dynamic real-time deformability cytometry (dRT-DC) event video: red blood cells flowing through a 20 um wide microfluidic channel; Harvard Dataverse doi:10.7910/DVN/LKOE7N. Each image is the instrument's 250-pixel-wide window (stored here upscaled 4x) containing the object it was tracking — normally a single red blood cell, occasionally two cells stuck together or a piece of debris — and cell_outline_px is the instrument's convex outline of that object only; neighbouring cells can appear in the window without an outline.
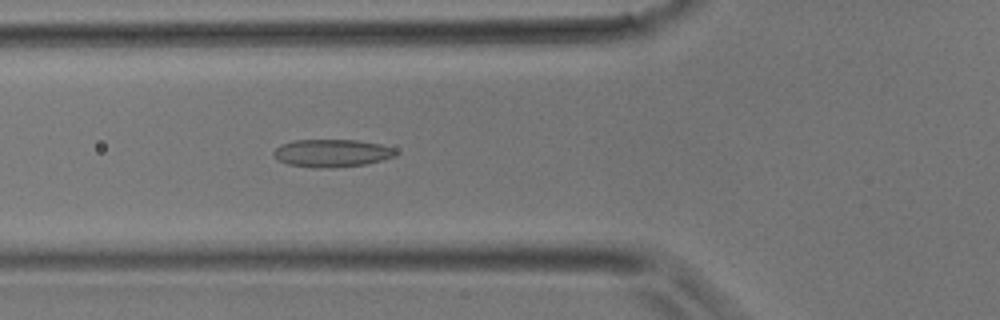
{"species": "common noctule bat (a hibernating species)", "species_latin": "Nyctalus noctula", "temperature_condition": "room temperature", "stored_images_in_passage": 38, "camera_frame_rate_fps": 3000, "um_per_image_px": 0.085, "animal": {"sex": "male", "body_mass_g": 17.9}, "frame": {"image": 1, "passage_image": 13, "time_ms": 4.0, "image_size_px": [1000, 320], "cell_outline_px": [[396, 156], [364, 164], [324, 168], [312, 168], [288, 164], [272, 156], [272, 152], [280, 144], [296, 140], [356, 140], [380, 144], [396, 148]], "centroid_in_image_um": [28.18, 13.01], "position_along_channel_um": 97.6, "area_um2": 19.65}}
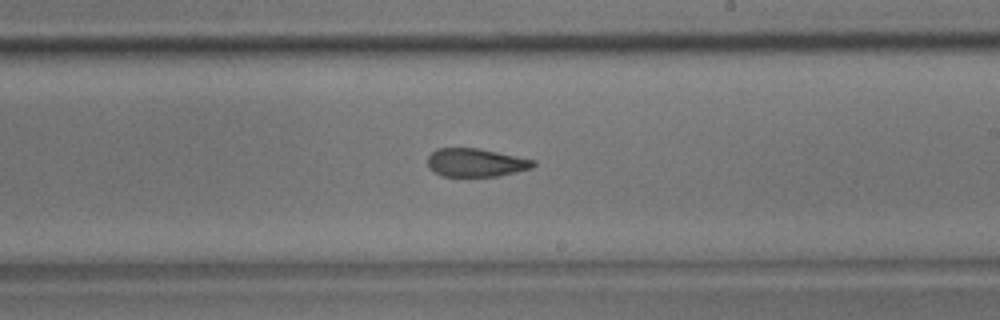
{"frame": {"image": 2, "passage_image": 22, "time_ms": 7.0, "image_size_px": [1000, 320], "cell_outline_px": [[536, 164], [532, 168], [516, 172], [496, 176], [440, 176], [428, 164], [428, 156], [436, 148], [476, 148], [536, 160]], "centroid_in_image_um": [40.46, 13.82], "position_along_channel_um": 248.5, "area_um2": 17.22}}
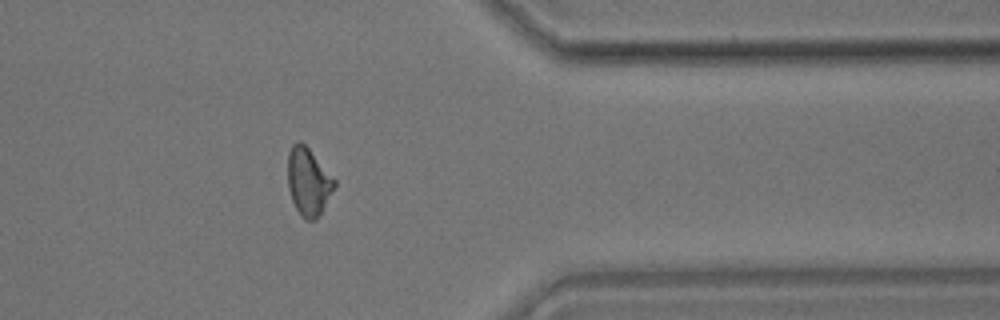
{"frame": {"image": 3, "passage_image": 31, "time_ms": 10.0, "image_size_px": [1000, 320], "cell_outline_px": [[336, 184], [324, 208], [316, 220], [304, 220], [300, 216], [292, 200], [288, 188], [288, 152], [292, 144], [300, 140], [308, 148], [336, 180]], "centroid_in_image_um": [26.2, 15.46], "position_along_channel_um": 385.2, "area_um2": 18.38}}